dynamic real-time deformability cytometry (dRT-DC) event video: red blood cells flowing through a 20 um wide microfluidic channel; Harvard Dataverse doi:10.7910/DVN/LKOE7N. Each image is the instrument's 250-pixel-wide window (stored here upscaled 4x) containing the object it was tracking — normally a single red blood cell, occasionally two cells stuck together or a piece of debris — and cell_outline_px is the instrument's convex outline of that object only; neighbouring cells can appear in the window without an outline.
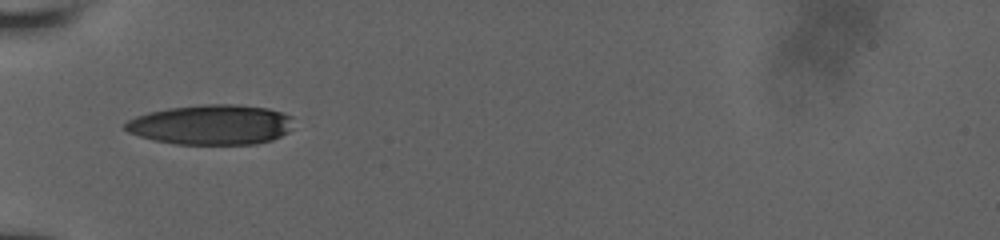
{"species": "human", "species_latin": "Homo sapiens", "temperature_condition": "room temperature", "stored_images_in_passage": 15, "camera_frame_rate_fps": 3000, "um_per_image_px": 0.085, "donor": {"sex": "male"}, "frame": {"image": 1, "passage_image": 1, "time_ms": 0.0, "image_size_px": [1000, 240], "cell_outline_px": [[292, 116], [288, 132], [272, 140], [256, 144], [176, 144], [152, 140], [128, 132], [124, 128], [124, 124], [128, 120], [136, 116], [148, 112], [168, 108], [204, 104], [236, 104], [268, 108]], "centroid_in_image_um": [17.93, 10.6], "position_along_channel_um": 67.1, "area_um2": 39.25}}
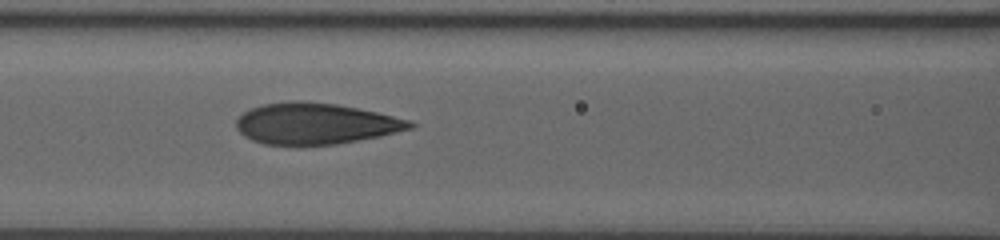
{"frame": {"image": 2, "passage_image": 9, "time_ms": 2.0, "image_size_px": [1000, 240], "cell_outline_px": [[416, 124], [412, 128], [380, 136], [336, 144], [264, 144], [252, 140], [244, 136], [236, 128], [236, 120], [244, 112], [252, 108], [264, 104], [292, 100], [300, 100], [336, 104], [376, 112], [412, 120]], "centroid_in_image_um": [26.82, 10.49], "position_along_channel_um": 139.8, "area_um2": 41.38}}
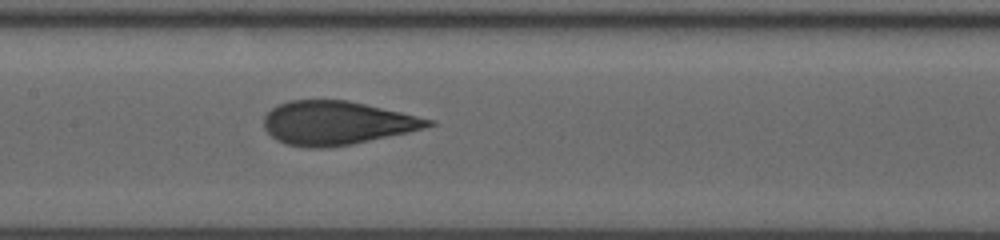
{"frame": {"image": 3, "passage_image": 13, "time_ms": 3.0, "image_size_px": [1000, 240], "cell_outline_px": [[436, 124], [424, 128], [408, 132], [352, 144], [324, 148], [304, 148], [284, 144], [276, 140], [264, 128], [264, 116], [272, 108], [288, 100], [348, 100], [436, 120]], "centroid_in_image_um": [28.61, 10.46], "position_along_channel_um": 178.8, "area_um2": 41.85}}